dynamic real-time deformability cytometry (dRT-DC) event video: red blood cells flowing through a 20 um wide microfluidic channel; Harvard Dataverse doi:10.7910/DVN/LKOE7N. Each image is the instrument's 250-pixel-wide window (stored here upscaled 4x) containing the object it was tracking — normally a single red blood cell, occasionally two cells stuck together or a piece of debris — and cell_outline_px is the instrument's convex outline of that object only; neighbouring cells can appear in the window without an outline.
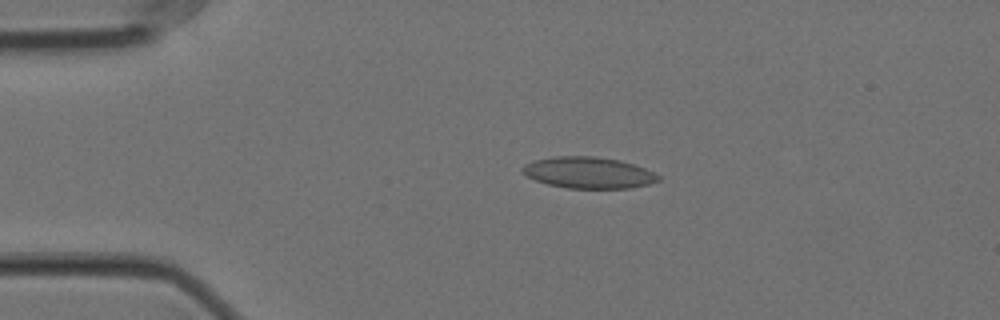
{"species": "Egyptian fruit bat (a non-hibernating species)", "species_latin": "Rousettus aegyptiacus", "temperature_condition": "cold", "stored_images_in_passage": 55, "camera_frame_rate_fps": 3000, "um_per_image_px": 0.085, "animal": {"sex": "female"}, "frame": {"image": 1, "passage_image": 10, "time_ms": 3.0, "image_size_px": [1000, 320], "cell_outline_px": [[660, 180], [648, 184], [628, 188], [568, 188], [548, 184], [536, 180], [528, 176], [520, 168], [524, 164], [536, 160], [556, 156], [596, 156], [620, 160], [644, 168], [660, 176]], "centroid_in_image_um": [50.02, 14.67], "position_along_channel_um": 35.0, "area_um2": 24.57}}
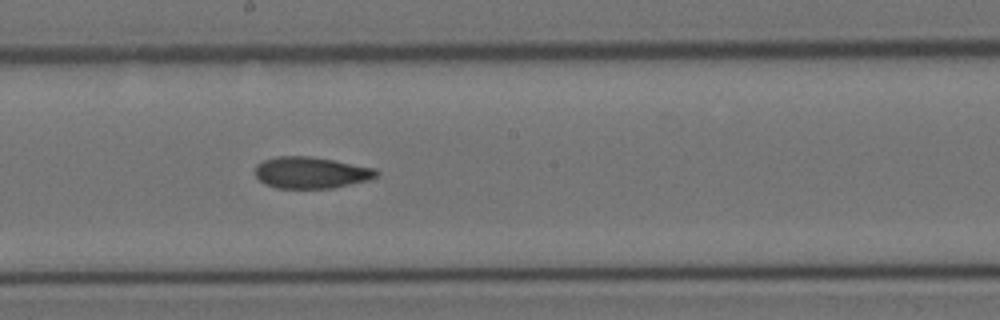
{"frame": {"image": 2, "passage_image": 29, "time_ms": 9.333, "image_size_px": [1000, 320], "cell_outline_px": [[380, 172], [376, 176], [368, 180], [332, 188], [276, 188], [264, 184], [256, 176], [256, 164], [264, 160], [276, 156], [312, 156], [376, 168]], "centroid_in_image_um": [26.43, 14.67], "position_along_channel_um": 221.8, "area_um2": 22.31}}
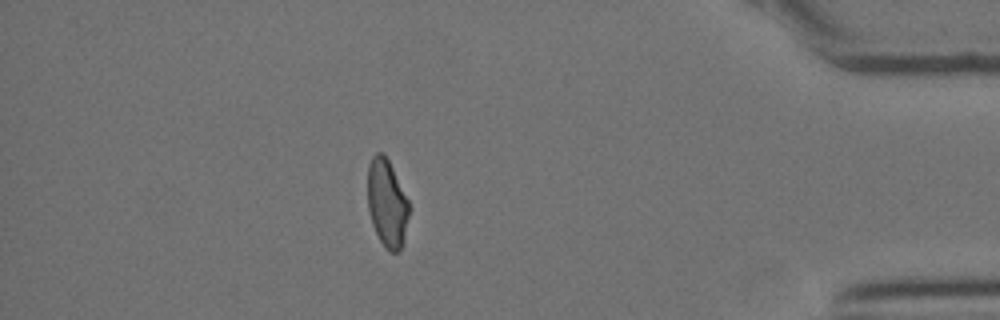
{"frame": {"image": 3, "passage_image": 48, "time_ms": 15.667, "image_size_px": [1000, 320], "cell_outline_px": [[408, 216], [404, 236], [400, 248], [396, 252], [392, 252], [380, 240], [372, 224], [368, 208], [368, 164], [372, 156], [376, 152], [384, 152], [408, 200]], "centroid_in_image_um": [32.87, 17.21], "position_along_channel_um": 402.3, "area_um2": 20.63}, "authors_computed_cell_mechanics": {"area_um2": 22.6576, "velocity_mm_per_s": 3.5288, "shape_relaxation_time_tau1_ms": null, "shape_relaxation_time_tau2_ms": 3.2542, "deformation_change_tau1": null, "deformation_change_tau2": 0.0846}}